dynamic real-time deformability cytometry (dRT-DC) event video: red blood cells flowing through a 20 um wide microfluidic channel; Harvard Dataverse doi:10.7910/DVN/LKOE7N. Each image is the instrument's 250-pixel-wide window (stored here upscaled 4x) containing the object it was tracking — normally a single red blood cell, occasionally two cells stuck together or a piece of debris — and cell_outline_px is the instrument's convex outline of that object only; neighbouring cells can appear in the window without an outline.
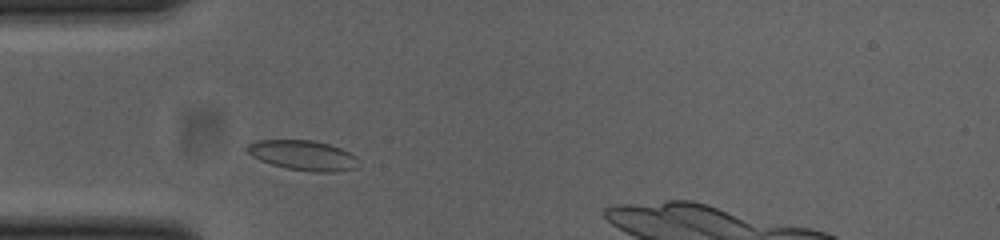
{"species": "common noctule bat (a hibernating species)", "species_latin": "Nyctalus noctula", "temperature_condition": "cold", "stored_images_in_passage": 34, "camera_frame_rate_fps": 3000, "um_per_image_px": 0.085, "animal": {"sex": "female", "body_mass_g": 23.0, "forearm_length_mm": 53.4}, "frame": {"image": 1, "passage_image": 5, "time_ms": 1.333, "image_size_px": [1000, 240], "cell_outline_px": [[360, 168], [336, 172], [312, 172], [288, 168], [272, 164], [260, 160], [252, 156], [244, 148], [248, 144], [256, 140], [312, 140], [328, 144], [340, 148], [356, 156]], "centroid_in_image_um": [25.78, 13.21], "position_along_channel_um": 59.2, "area_um2": 19.54}}
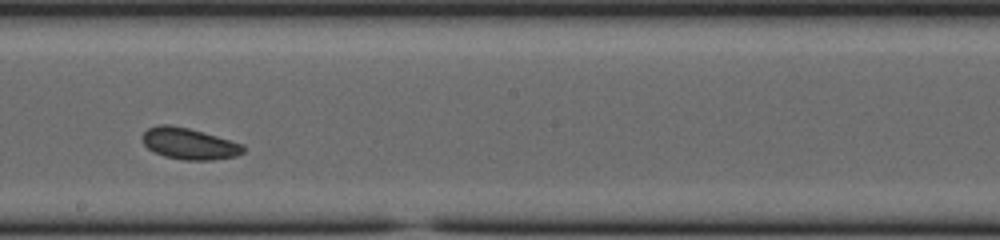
{"frame": {"image": 2, "passage_image": 19, "time_ms": 6.0, "image_size_px": [1000, 240], "cell_outline_px": [[244, 152], [236, 156], [212, 160], [184, 160], [164, 156], [148, 148], [144, 144], [140, 136], [148, 128], [160, 124], [168, 124], [188, 128], [244, 144]], "centroid_in_image_um": [16.06, 12.21], "position_along_channel_um": 232.1, "area_um2": 18.38}}
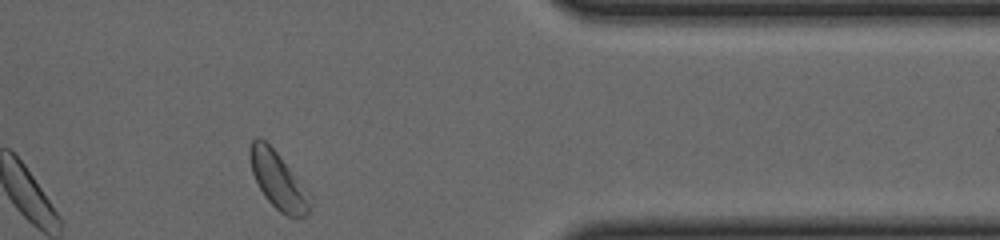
{"frame": {"image": 3, "passage_image": 33, "time_ms": 10.667, "image_size_px": [1000, 240], "cell_outline_px": [[312, 204], [308, 212], [304, 216], [288, 216], [280, 212], [264, 196], [252, 172], [248, 156], [248, 152], [252, 140], [256, 136], [260, 136], [276, 152], [288, 168]], "centroid_in_image_um": [23.53, 15.3], "position_along_channel_um": 387.9, "area_um2": 18.9}, "authors_computed_cell_mechanics": {"area_um2": 18.5827, "velocity_mm_per_s": 3.7725, "shape_relaxation_time_tau1_ms": 2.5004, "shape_relaxation_time_tau2_ms": null, "deformation_change_tau1": 0.0593, "deformation_change_tau2": null}}